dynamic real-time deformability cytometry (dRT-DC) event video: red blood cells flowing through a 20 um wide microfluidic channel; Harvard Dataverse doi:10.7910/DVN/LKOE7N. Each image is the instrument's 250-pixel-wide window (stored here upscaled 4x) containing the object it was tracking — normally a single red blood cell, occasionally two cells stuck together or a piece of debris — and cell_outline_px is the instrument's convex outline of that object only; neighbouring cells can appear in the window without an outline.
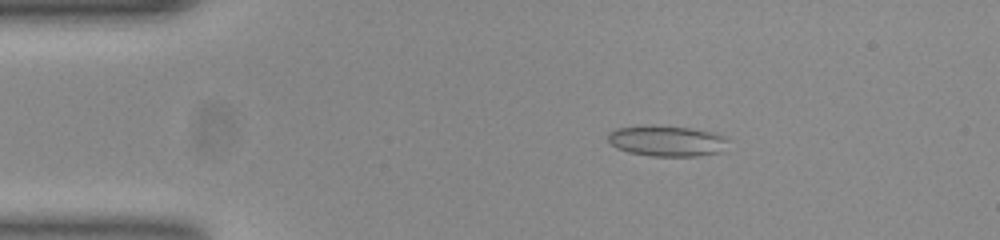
{"species": "common noctule bat (a hibernating species)", "species_latin": "Nyctalus noctula", "temperature_condition": "room temperature", "stored_images_in_passage": 51, "camera_frame_rate_fps": 3000, "um_per_image_px": 0.085, "animal": {"sex": "female", "body_mass_g": 23.0, "forearm_length_mm": 53.4}, "frame": {"image": 1, "passage_image": 8, "time_ms": 2.333, "image_size_px": [1000, 240], "cell_outline_px": [[728, 140], [724, 152], [696, 156], [652, 156], [628, 152], [616, 148], [608, 140], [608, 132], [616, 128], [692, 128], [716, 132], [724, 136]], "centroid_in_image_um": [56.77, 12.03], "position_along_channel_um": 28.2, "area_um2": 20.92}}
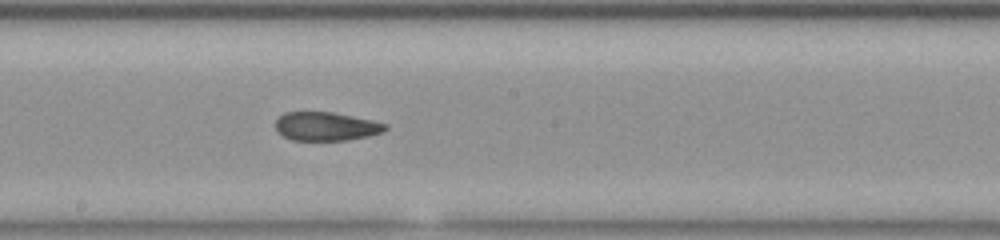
{"frame": {"image": 2, "passage_image": 27, "time_ms": 8.667, "image_size_px": [1000, 240], "cell_outline_px": [[388, 128], [384, 132], [368, 136], [348, 140], [292, 140], [284, 136], [276, 128], [276, 120], [284, 112], [332, 112], [372, 120], [388, 124]], "centroid_in_image_um": [27.75, 10.74], "position_along_channel_um": 220.4, "area_um2": 18.26}}
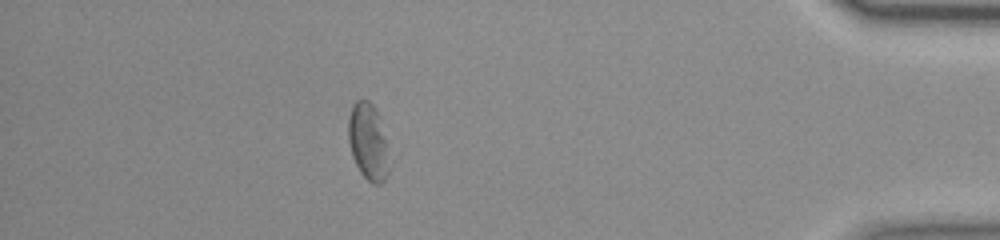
{"frame": {"image": 3, "passage_image": 45, "time_ms": 14.667, "image_size_px": [1000, 240], "cell_outline_px": [[388, 172], [384, 180], [380, 184], [372, 184], [360, 172], [352, 156], [348, 140], [348, 116], [352, 104], [356, 100], [368, 100], [376, 108], [384, 140]], "centroid_in_image_um": [31.22, 12.03], "position_along_channel_um": 404.0, "area_um2": 17.69}, "authors_computed_cell_mechanics": {"area_um2": 19.4208, "velocity_mm_per_s": 3.8804, "shape_relaxation_time_tau1_ms": null, "shape_relaxation_time_tau2_ms": 3.1677, "deformation_change_tau1": null, "deformation_change_tau2": 0.0805}}